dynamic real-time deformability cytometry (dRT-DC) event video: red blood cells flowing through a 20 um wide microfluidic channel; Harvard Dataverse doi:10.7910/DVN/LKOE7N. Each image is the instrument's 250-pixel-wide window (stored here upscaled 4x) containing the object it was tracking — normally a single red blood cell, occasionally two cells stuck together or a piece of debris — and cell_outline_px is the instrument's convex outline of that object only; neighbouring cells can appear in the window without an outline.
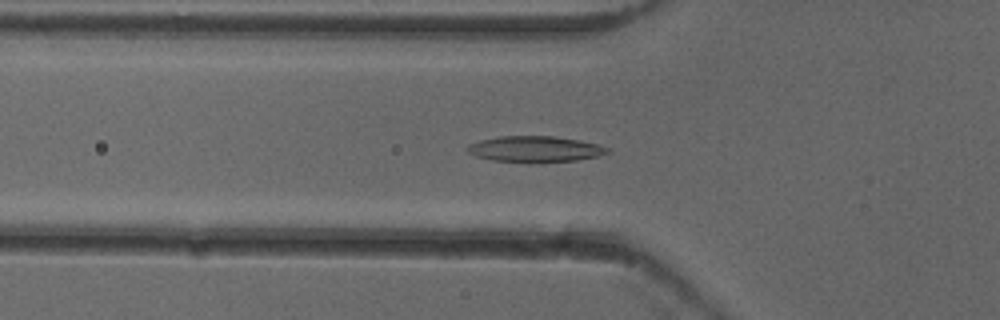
{"species": "common noctule bat (a hibernating species)", "species_latin": "Nyctalus noctula", "temperature_condition": "cold", "stored_images_in_passage": 51, "camera_frame_rate_fps": 3000, "um_per_image_px": 0.085, "animal": {"sex": "female"}, "frame": {"image": 1, "passage_image": 17, "time_ms": 5.333, "image_size_px": [1000, 320], "cell_outline_px": [[612, 152], [596, 156], [576, 160], [492, 160], [476, 156], [468, 152], [464, 148], [468, 144], [480, 140], [496, 136], [552, 136], [580, 140], [612, 148]], "centroid_in_image_um": [45.47, 12.62], "position_along_channel_um": 80.3, "area_um2": 20.52}}
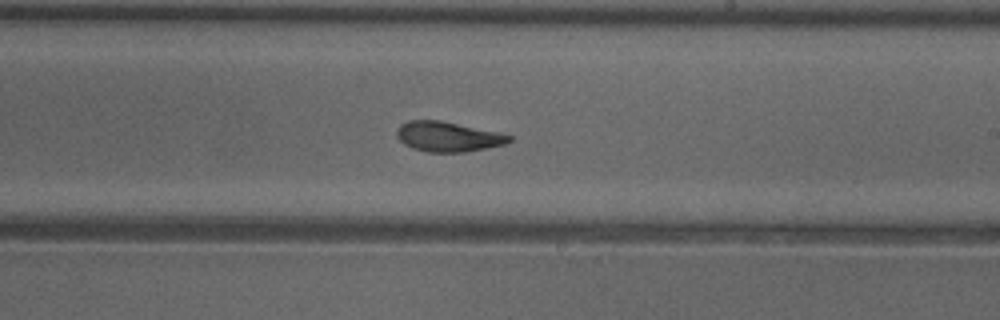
{"frame": {"image": 2, "passage_image": 30, "time_ms": 9.667, "image_size_px": [1000, 320], "cell_outline_px": [[512, 140], [504, 144], [464, 152], [428, 152], [412, 148], [404, 144], [396, 136], [396, 132], [400, 124], [408, 120], [440, 120], [500, 132], [512, 136]], "centroid_in_image_um": [38.06, 11.6], "position_along_channel_um": 250.9, "area_um2": 19.65}}
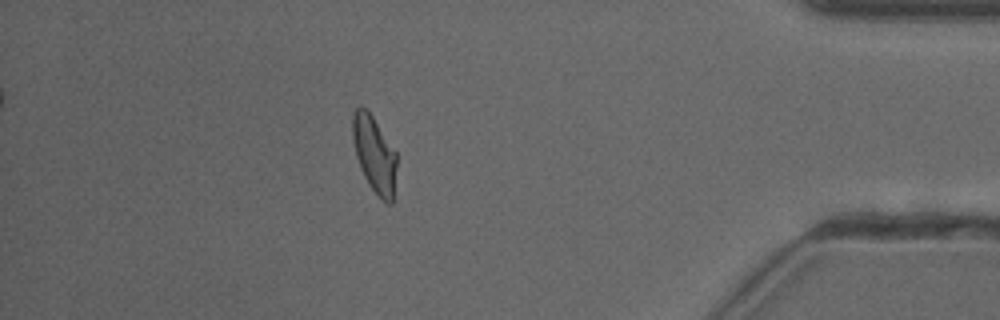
{"frame": {"image": 3, "passage_image": 45, "time_ms": 14.667, "image_size_px": [1000, 320], "cell_outline_px": [[396, 168], [392, 204], [388, 204], [368, 184], [360, 168], [356, 156], [352, 140], [352, 116], [356, 108], [360, 104], [372, 116], [396, 152]], "centroid_in_image_um": [31.8, 13.09], "position_along_channel_um": 403.4, "area_um2": 19.36}, "authors_computed_cell_mechanics": {"area_um2": 20.519, "velocity_mm_per_s": 3.9187, "shape_relaxation_time_tau1_ms": 4.1732, "shape_relaxation_time_tau2_ms": 1.8504, "deformation_change_tau1": 0.1668, "deformation_change_tau2": 0.0677}}